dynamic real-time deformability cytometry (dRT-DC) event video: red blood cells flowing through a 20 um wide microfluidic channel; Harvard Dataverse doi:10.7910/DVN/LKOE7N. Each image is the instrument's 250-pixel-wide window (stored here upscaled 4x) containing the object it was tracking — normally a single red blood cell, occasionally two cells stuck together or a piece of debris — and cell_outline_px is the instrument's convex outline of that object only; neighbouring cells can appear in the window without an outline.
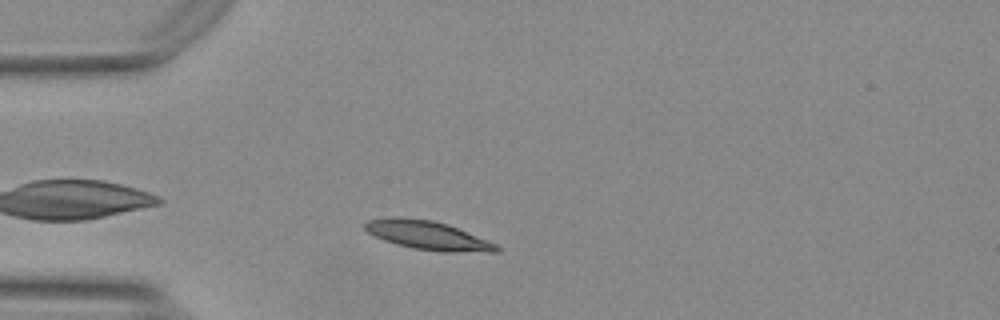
{"species": "Egyptian fruit bat (a non-hibernating species)", "species_latin": "Rousettus aegyptiacus", "temperature_condition": "warm", "stored_images_in_passage": 45, "camera_frame_rate_fps": 3000, "um_per_image_px": 0.085, "animal": {"sex": "female"}, "frame": {"image": 1, "passage_image": 4, "time_ms": 1.0, "image_size_px": [1000, 320], "cell_outline_px": [[500, 252], [440, 252], [412, 248], [396, 244], [384, 240], [368, 232], [364, 228], [364, 224], [368, 220], [432, 220], [456, 228], [496, 244], [500, 248]], "centroid_in_image_um": [36.44, 20.08], "position_along_channel_um": 48.6, "area_um2": 20.87}}
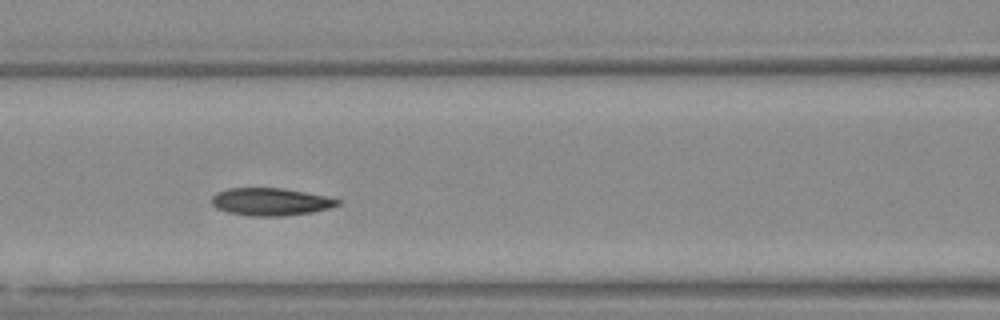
{"frame": {"image": 2, "passage_image": 13, "time_ms": 4.0, "image_size_px": [1000, 320], "cell_outline_px": [[340, 204], [328, 208], [312, 212], [284, 216], [248, 216], [228, 212], [216, 208], [212, 204], [212, 196], [216, 192], [228, 188], [284, 188], [324, 196], [340, 200]], "centroid_in_image_um": [22.96, 17.15], "position_along_channel_um": 143.6, "area_um2": 20.17}}
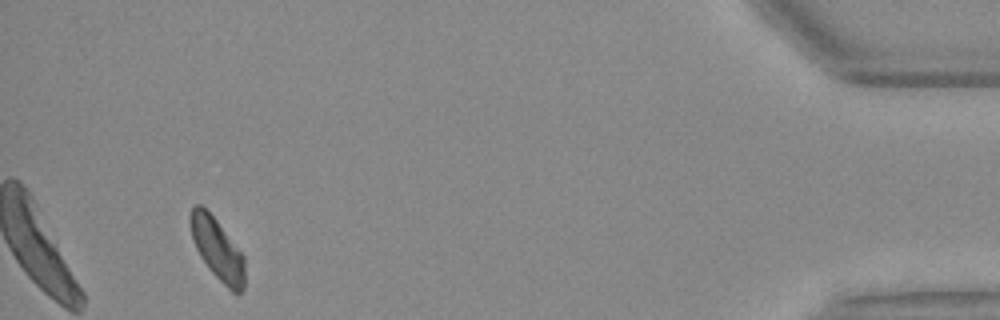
{"frame": {"image": 3, "passage_image": 41, "time_ms": 13.333, "image_size_px": [1000, 320], "cell_outline_px": [[244, 288], [240, 292], [232, 292], [208, 268], [200, 256], [192, 240], [188, 224], [188, 216], [192, 208], [196, 204], [200, 204], [216, 220], [244, 256]], "centroid_in_image_um": [18.43, 21.15], "position_along_channel_um": 416.8, "area_um2": 19.36}}